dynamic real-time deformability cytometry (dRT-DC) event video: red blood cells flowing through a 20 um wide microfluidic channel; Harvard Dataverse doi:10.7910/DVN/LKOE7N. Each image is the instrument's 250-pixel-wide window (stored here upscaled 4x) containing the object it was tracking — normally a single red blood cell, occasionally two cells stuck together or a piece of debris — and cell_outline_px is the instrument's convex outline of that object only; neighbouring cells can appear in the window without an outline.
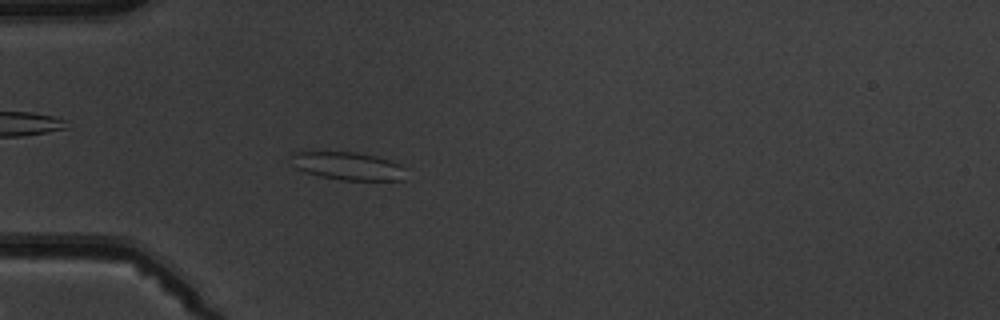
{"species": "common noctule bat (a hibernating species)", "species_latin": "Nyctalus noctula", "temperature_condition": "warm", "stored_images_in_passage": 5, "camera_frame_rate_fps": 3000, "um_per_image_px": 0.085, "animal": {"sex": "male", "body_mass_g": 19.5, "forearm_length_mm": 54.6}, "frame": {"image": 1, "passage_image": 5, "time_ms": 4.667, "image_size_px": [1000, 320], "cell_outline_px": [[404, 180], [340, 180], [320, 176], [304, 172], [296, 168], [292, 164], [288, 156], [292, 152], [356, 152], [376, 156], [400, 164], [404, 168]], "centroid_in_image_um": [29.51, 14.11], "position_along_channel_um": 55.5, "area_um2": 18.79}}